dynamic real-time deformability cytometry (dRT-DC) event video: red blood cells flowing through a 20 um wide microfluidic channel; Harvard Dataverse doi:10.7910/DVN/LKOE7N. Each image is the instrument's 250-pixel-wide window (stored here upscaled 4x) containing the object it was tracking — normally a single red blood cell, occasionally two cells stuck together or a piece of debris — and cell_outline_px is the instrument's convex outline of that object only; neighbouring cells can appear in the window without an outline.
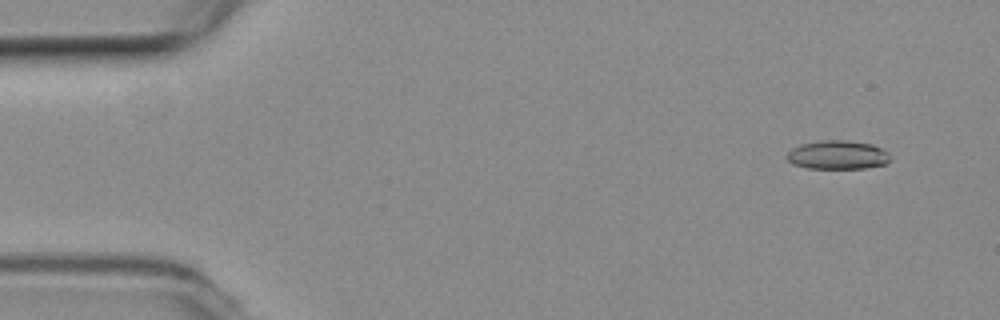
{"species": "common noctule bat (a hibernating species)", "species_latin": "Nyctalus noctula", "temperature_condition": "room temperature", "stored_images_in_passage": 52, "camera_frame_rate_fps": 3000, "um_per_image_px": 0.085, "animal": {"sex": "female", "body_mass_g": 19.3, "forearm_length_mm": 54.1}, "frame": {"image": 1, "passage_image": 4, "time_ms": 1.0, "image_size_px": [1000, 320], "cell_outline_px": [[892, 156], [884, 164], [864, 168], [808, 168], [792, 164], [788, 160], [788, 152], [792, 148], [800, 144], [824, 140], [844, 140], [872, 144], [888, 152]], "centroid_in_image_um": [71.2, 13.16], "position_along_channel_um": 13.8, "area_um2": 17.17}}
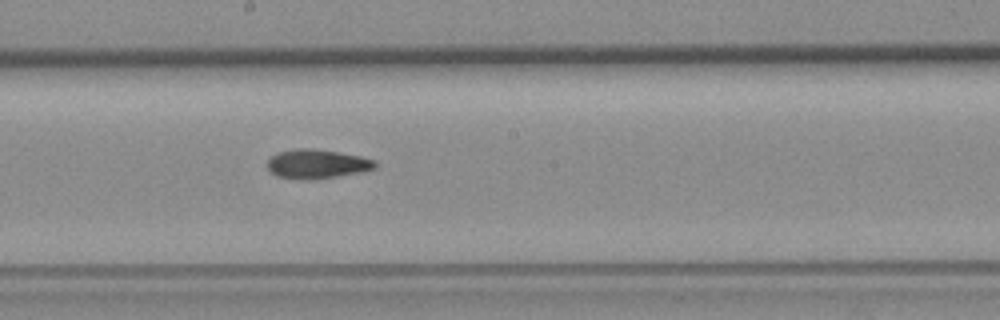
{"frame": {"image": 2, "passage_image": 29, "time_ms": 9.333, "image_size_px": [1000, 320], "cell_outline_px": [[376, 168], [364, 172], [308, 180], [300, 180], [276, 176], [268, 168], [268, 160], [276, 152], [296, 148], [312, 148], [340, 152], [360, 156], [376, 160]], "centroid_in_image_um": [26.95, 13.93], "position_along_channel_um": 221.2, "area_um2": 18.5}}
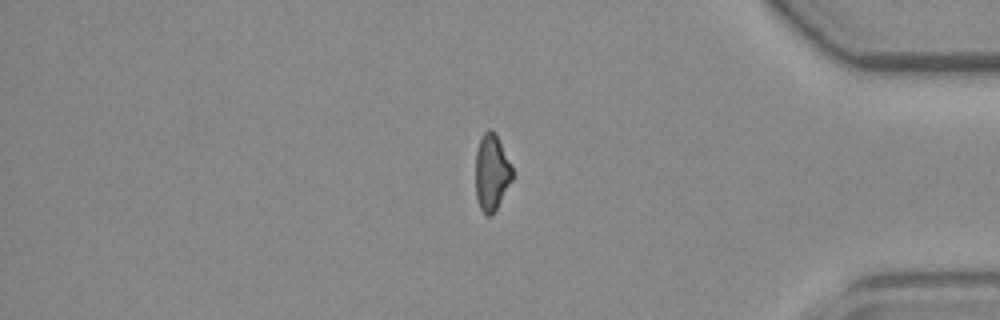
{"frame": {"image": 3, "passage_image": 45, "time_ms": 14.667, "image_size_px": [1000, 320], "cell_outline_px": [[512, 180], [496, 208], [488, 216], [480, 208], [476, 196], [476, 152], [480, 140], [484, 132], [488, 128], [496, 136], [512, 164]], "centroid_in_image_um": [41.79, 14.65], "position_along_channel_um": 393.4, "area_um2": 15.9}, "authors_computed_cell_mechanics": {"area_um2": 17.7735, "velocity_mm_per_s": 3.7982, "shape_relaxation_time_tau1_ms": null, "shape_relaxation_time_tau2_ms": 8.3097, "deformation_change_tau1": null, "deformation_change_tau2": 0.1902}}